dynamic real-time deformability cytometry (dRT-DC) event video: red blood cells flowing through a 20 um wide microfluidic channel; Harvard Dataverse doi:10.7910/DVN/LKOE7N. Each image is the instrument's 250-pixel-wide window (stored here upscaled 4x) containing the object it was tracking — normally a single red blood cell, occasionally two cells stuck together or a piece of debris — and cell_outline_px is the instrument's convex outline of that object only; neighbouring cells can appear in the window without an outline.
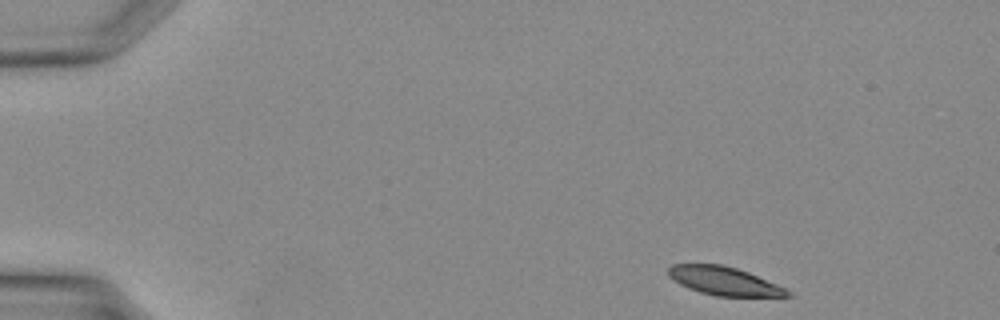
{"species": "Egyptian fruit bat (a non-hibernating species)", "species_latin": "Rousettus aegyptiacus", "temperature_condition": "warm", "stored_images_in_passage": 15, "camera_frame_rate_fps": 3000, "um_per_image_px": 0.085, "animal": {"sex": "female"}, "frame": {"image": 1, "passage_image": 1, "time_ms": 0.0, "image_size_px": [1000, 320], "cell_outline_px": [[796, 296], [716, 296], [700, 292], [688, 288], [680, 284], [668, 276], [668, 268], [672, 264], [720, 264], [736, 268], [748, 272], [776, 284], [792, 292]], "centroid_in_image_um": [61.54, 23.88], "position_along_channel_um": 23.5, "area_um2": 19.59}}
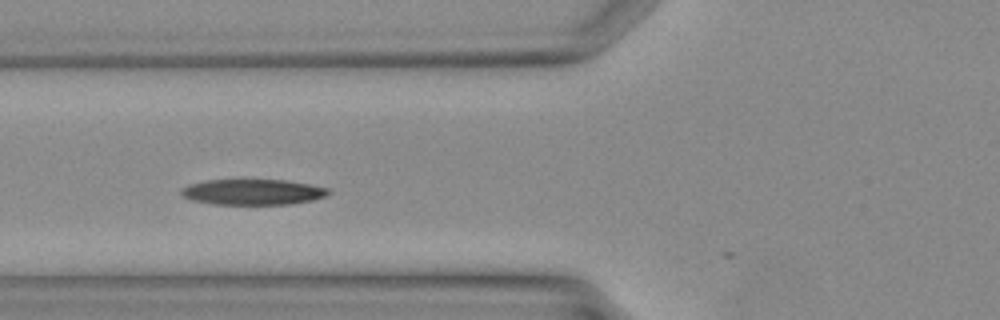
{"frame": {"image": 2, "passage_image": 11, "time_ms": 3.333, "image_size_px": [1000, 320], "cell_outline_px": [[332, 192], [324, 196], [312, 200], [292, 204], [212, 204], [192, 200], [180, 196], [180, 192], [188, 184], [208, 180], [244, 176], [284, 180], [308, 184], [328, 188]], "centroid_in_image_um": [21.44, 16.27], "position_along_channel_um": 104.4, "area_um2": 23.0}}
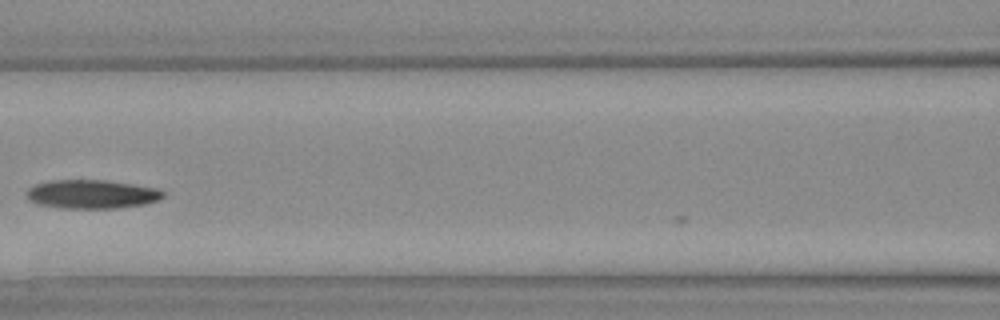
{"frame": {"image": 3, "passage_image": 14, "time_ms": 4.333, "image_size_px": [1000, 320], "cell_outline_px": [[164, 196], [148, 204], [120, 208], [64, 208], [40, 204], [28, 200], [28, 188], [36, 184], [52, 180], [104, 180], [132, 184], [156, 188], [164, 192]], "centroid_in_image_um": [7.83, 16.51], "position_along_channel_um": 158.8, "area_um2": 22.72}}